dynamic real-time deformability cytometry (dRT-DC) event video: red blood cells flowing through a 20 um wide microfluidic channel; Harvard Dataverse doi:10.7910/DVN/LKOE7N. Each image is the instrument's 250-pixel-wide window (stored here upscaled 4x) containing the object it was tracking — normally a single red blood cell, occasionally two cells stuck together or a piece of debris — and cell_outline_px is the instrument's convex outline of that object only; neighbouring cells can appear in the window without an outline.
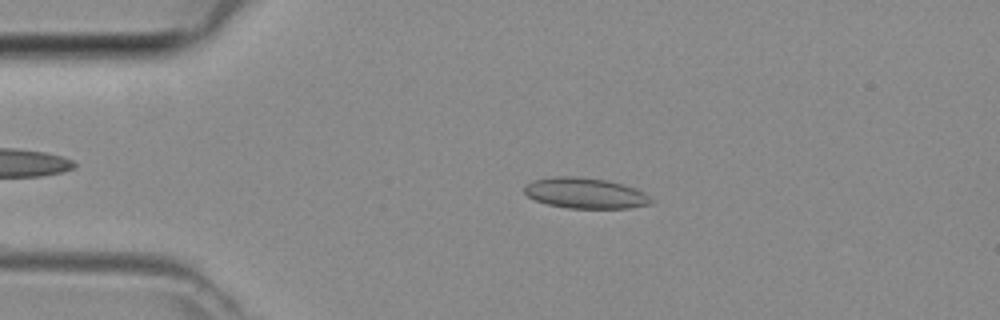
{"species": "common noctule bat (a hibernating species)", "species_latin": "Nyctalus noctula", "temperature_condition": "room temperature", "stored_images_in_passage": 5, "camera_frame_rate_fps": 3000, "um_per_image_px": 0.085, "animal": {"sex": "female", "body_mass_g": 29.2, "forearm_length_mm": 56.3}, "frame": {"image": 1, "passage_image": 2, "time_ms": 0.333, "image_size_px": [1000, 320], "cell_outline_px": [[656, 200], [652, 204], [628, 208], [568, 208], [548, 204], [536, 200], [528, 196], [524, 192], [524, 184], [532, 180], [556, 176], [576, 176], [604, 180], [636, 188], [644, 192]], "centroid_in_image_um": [49.76, 16.42], "position_along_channel_um": 35.2, "area_um2": 22.72}}